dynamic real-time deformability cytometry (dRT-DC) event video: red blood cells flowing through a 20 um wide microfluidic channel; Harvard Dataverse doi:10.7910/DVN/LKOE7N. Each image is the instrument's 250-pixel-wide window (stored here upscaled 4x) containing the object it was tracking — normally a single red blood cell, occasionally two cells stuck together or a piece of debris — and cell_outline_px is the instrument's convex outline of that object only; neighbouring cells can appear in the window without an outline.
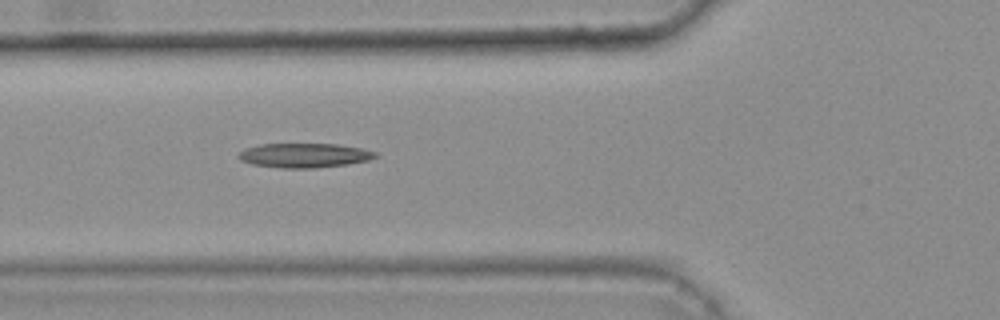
{"species": "common noctule bat (a hibernating species)", "species_latin": "Nyctalus noctula", "temperature_condition": "warm", "stored_images_in_passage": 40, "camera_frame_rate_fps": 3000, "um_per_image_px": 0.085, "animal": {"sex": "female", "body_mass_g": 25.1}, "frame": {"image": 1, "passage_image": 12, "time_ms": 3.667, "image_size_px": [1000, 320], "cell_outline_px": [[376, 156], [368, 160], [348, 164], [316, 168], [280, 168], [252, 164], [240, 160], [236, 156], [244, 148], [260, 144], [336, 144], [360, 148], [376, 152]], "centroid_in_image_um": [25.81, 13.21], "position_along_channel_um": 100.0, "area_um2": 19.42}}